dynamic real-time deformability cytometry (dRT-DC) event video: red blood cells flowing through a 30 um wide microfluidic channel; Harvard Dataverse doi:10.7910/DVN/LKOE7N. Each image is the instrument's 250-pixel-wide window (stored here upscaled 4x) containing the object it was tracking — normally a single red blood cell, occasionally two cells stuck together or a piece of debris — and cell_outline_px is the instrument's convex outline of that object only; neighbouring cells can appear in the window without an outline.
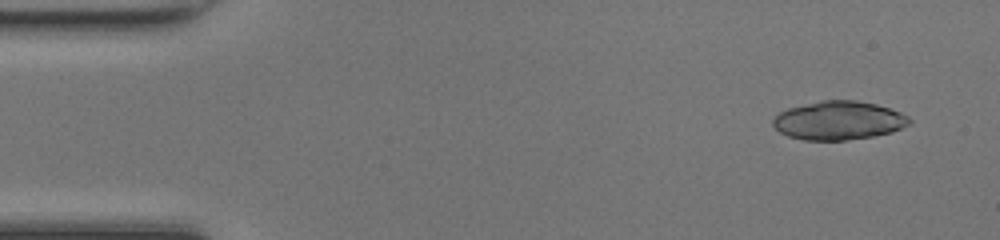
{"species": "common noctule bat (a hibernating species)", "species_latin": "Nyctalus noctula", "temperature_condition": "room temperature", "stored_images_in_passage": 47, "camera_frame_rate_fps": 3000, "um_per_image_px": 0.085, "animal": {"sex": "female", "body_mass_g": 17.0, "forearm_length_mm": 48.0}, "frame": {"image": 1, "passage_image": 3, "time_ms": 0.667, "image_size_px": [1000, 240], "cell_outline_px": [[912, 120], [908, 124], [892, 132], [872, 136], [844, 140], [804, 140], [788, 136], [780, 132], [772, 124], [772, 120], [780, 112], [788, 108], [820, 100], [856, 100], [876, 104], [900, 112], [908, 116]], "centroid_in_image_um": [71.27, 10.23], "position_along_channel_um": 13.7, "area_um2": 30.58}}
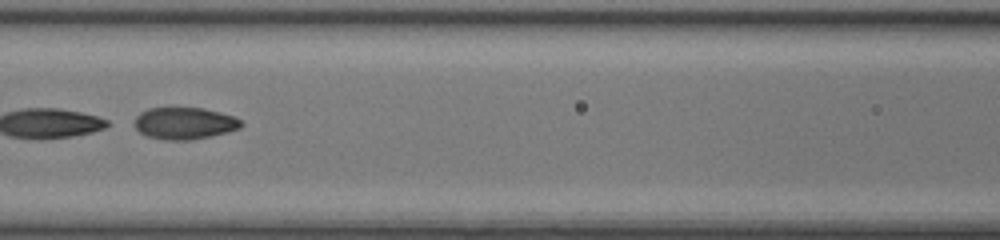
{"frame": {"image": 2, "passage_image": 21, "time_ms": 6.667, "image_size_px": [1000, 240], "cell_outline_px": [[244, 124], [240, 128], [228, 132], [212, 136], [192, 140], [164, 140], [148, 136], [140, 132], [136, 128], [136, 116], [140, 112], [148, 108], [204, 108], [232, 116], [240, 120]], "centroid_in_image_um": [15.7, 10.49], "position_along_channel_um": 150.9, "area_um2": 19.77}}